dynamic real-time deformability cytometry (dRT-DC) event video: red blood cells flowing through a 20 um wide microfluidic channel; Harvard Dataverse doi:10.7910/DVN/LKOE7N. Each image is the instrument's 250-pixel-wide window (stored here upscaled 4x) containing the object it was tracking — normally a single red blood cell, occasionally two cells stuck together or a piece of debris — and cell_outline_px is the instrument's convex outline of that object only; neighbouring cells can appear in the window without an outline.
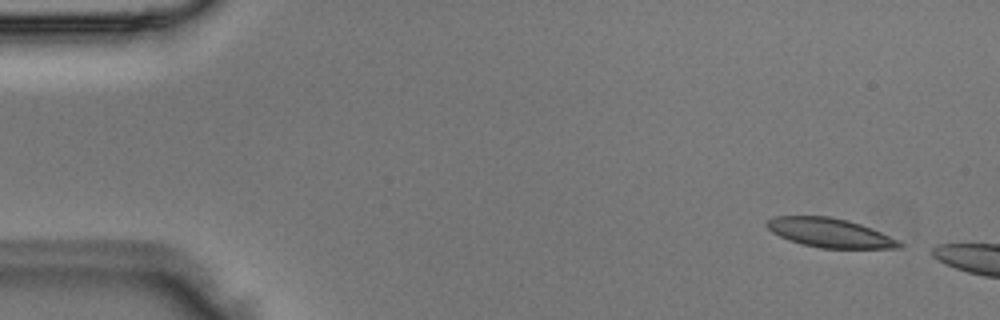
{"species": "Egyptian fruit bat (a non-hibernating species)", "species_latin": "Rousettus aegyptiacus", "temperature_condition": "room temperature", "stored_images_in_passage": 3, "camera_frame_rate_fps": 3000, "um_per_image_px": 0.085, "animal": {"sex": "male"}, "frame": {"image": 1, "passage_image": 1, "time_ms": 0.0, "image_size_px": [1000, 320], "cell_outline_px": [[904, 244], [900, 248], [820, 248], [804, 244], [780, 236], [772, 232], [764, 224], [772, 216], [828, 216], [848, 220], [872, 228]], "centroid_in_image_um": [70.51, 19.77], "position_along_channel_um": 14.5, "area_um2": 22.2}}